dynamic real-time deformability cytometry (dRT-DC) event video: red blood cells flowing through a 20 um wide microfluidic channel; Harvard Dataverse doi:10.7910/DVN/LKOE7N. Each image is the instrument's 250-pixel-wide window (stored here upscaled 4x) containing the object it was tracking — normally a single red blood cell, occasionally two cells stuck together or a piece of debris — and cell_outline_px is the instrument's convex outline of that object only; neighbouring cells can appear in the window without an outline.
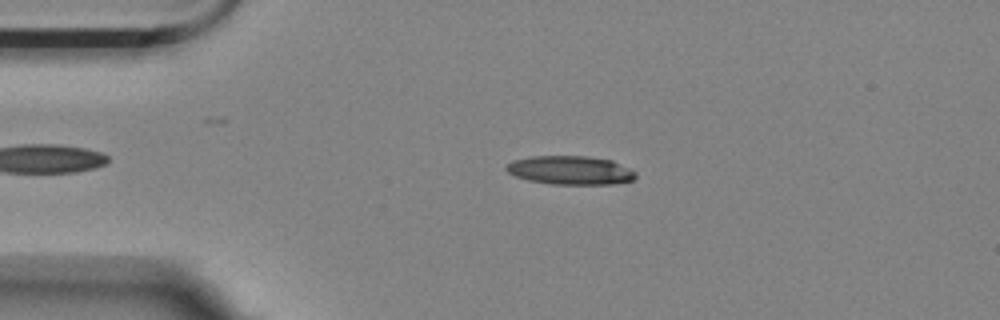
{"species": "Egyptian fruit bat (a non-hibernating species)", "species_latin": "Rousettus aegyptiacus", "temperature_condition": "room temperature", "stored_images_in_passage": 41, "camera_frame_rate_fps": 3000, "um_per_image_px": 0.085, "animal": {"sex": "female"}, "frame": {"image": 1, "passage_image": 3, "time_ms": 0.667, "image_size_px": [1000, 320], "cell_outline_px": [[636, 176], [632, 180], [612, 184], [552, 184], [528, 180], [516, 176], [508, 172], [504, 168], [512, 160], [532, 156], [588, 156], [612, 160], [636, 172]], "centroid_in_image_um": [48.47, 14.46], "position_along_channel_um": 36.5, "area_um2": 21.56}}
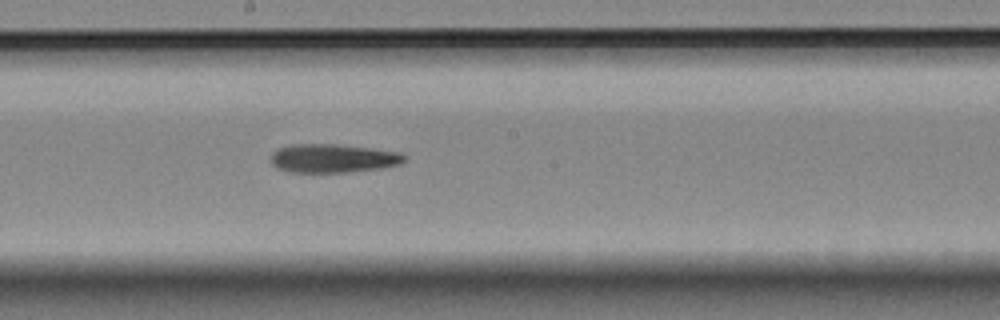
{"frame": {"image": 2, "passage_image": 21, "time_ms": 6.667, "image_size_px": [1000, 320], "cell_outline_px": [[404, 160], [400, 164], [384, 168], [344, 172], [288, 172], [276, 168], [272, 164], [272, 152], [276, 148], [292, 144], [336, 144], [372, 148], [400, 152], [404, 156]], "centroid_in_image_um": [28.27, 13.45], "position_along_channel_um": 219.9, "area_um2": 22.37}}
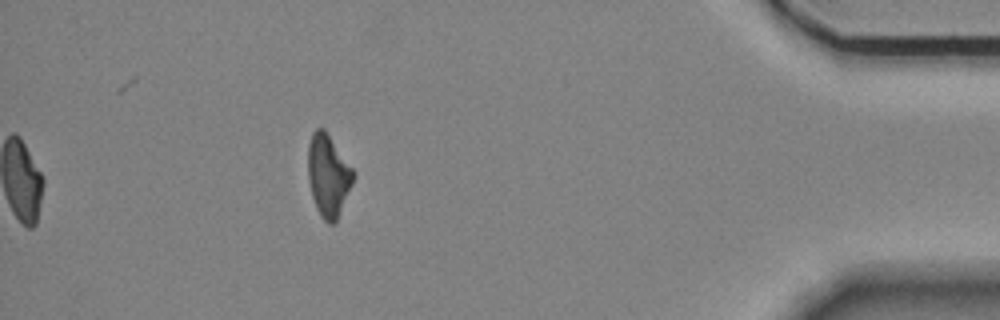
{"frame": {"image": 3, "passage_image": 41, "time_ms": 13.333, "image_size_px": [1000, 320], "cell_outline_px": [[356, 176], [336, 224], [328, 224], [320, 216], [316, 208], [312, 196], [308, 180], [308, 144], [312, 132], [316, 128], [324, 128], [356, 172]], "centroid_in_image_um": [27.92, 14.94], "position_along_channel_um": 407.3, "area_um2": 22.14}, "authors_computed_cell_mechanics": {"area_um2": 22.3108, "velocity_mm_per_s": 3.5787, "shape_relaxation_time_tau1_ms": 11.2372, "shape_relaxation_time_tau2_ms": null, "deformation_change_tau1": 0.2583, "deformation_change_tau2": null}}